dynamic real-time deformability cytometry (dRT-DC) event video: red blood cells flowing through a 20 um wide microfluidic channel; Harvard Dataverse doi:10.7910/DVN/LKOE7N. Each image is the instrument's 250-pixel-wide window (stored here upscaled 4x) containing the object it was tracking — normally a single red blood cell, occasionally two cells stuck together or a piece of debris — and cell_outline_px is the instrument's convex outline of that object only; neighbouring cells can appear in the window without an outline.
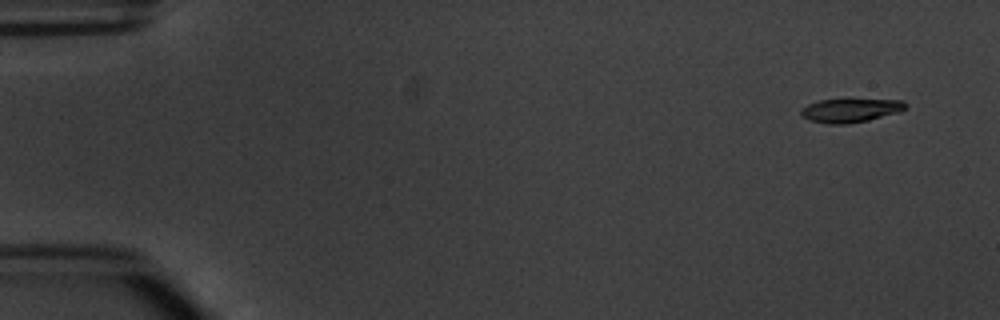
{"species": "common noctule bat (a hibernating species)", "species_latin": "Nyctalus noctula", "temperature_condition": "warm", "stored_images_in_passage": 6, "segment_of_instrument_passage": [1, 2], "camera_frame_rate_fps": 3000, "um_per_image_px": 0.085, "animal": {"sex": "male", "body_mass_g": 20.1, "forearm_length_mm": 53.5}, "frame": {"image": 1, "passage_image": 1, "time_ms": 0.0, "image_size_px": [1000, 320], "cell_outline_px": [[908, 104], [900, 112], [868, 120], [848, 124], [828, 124], [808, 120], [800, 112], [808, 104], [820, 100], [848, 96], [904, 100]], "centroid_in_image_um": [72.36, 9.31], "position_along_channel_um": 12.6, "area_um2": 15.43}}
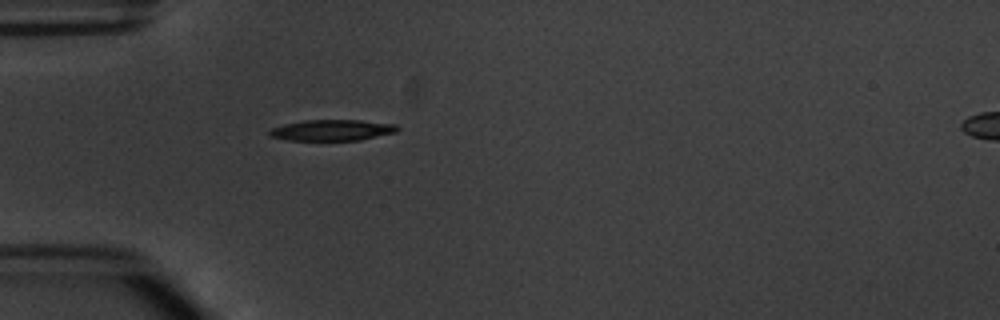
{"frame": {"image": 2, "passage_image": 5, "time_ms": 4.333, "image_size_px": [1000, 320], "cell_outline_px": [[400, 128], [396, 132], [360, 140], [288, 140], [268, 136], [268, 132], [272, 128], [284, 124], [304, 120], [360, 120], [396, 124]], "centroid_in_image_um": [28.23, 11.06], "position_along_channel_um": 56.8, "area_um2": 15.66}}